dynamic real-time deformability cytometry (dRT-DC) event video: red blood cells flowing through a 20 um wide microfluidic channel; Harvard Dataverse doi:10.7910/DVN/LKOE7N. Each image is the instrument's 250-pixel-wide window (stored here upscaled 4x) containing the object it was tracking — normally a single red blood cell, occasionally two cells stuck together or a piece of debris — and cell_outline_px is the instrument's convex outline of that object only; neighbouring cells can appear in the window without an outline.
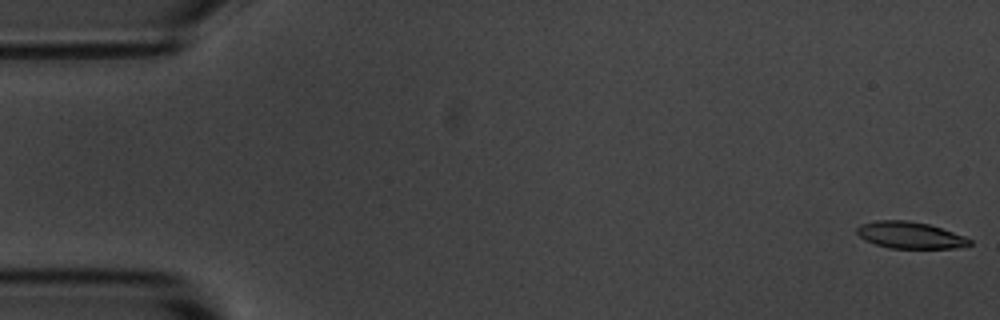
{"species": "common noctule bat (a hibernating species)", "species_latin": "Nyctalus noctula", "temperature_condition": "room temperature", "stored_images_in_passage": 7, "camera_frame_rate_fps": 3000, "um_per_image_px": 0.085, "animal": {"sex": "male", "body_mass_g": 20.1, "forearm_length_mm": 53.5}, "frame": {"image": 1, "passage_image": 1, "time_ms": 0.0, "image_size_px": [1000, 320], "cell_outline_px": [[972, 244], [956, 248], [888, 248], [864, 240], [856, 232], [856, 228], [860, 224], [876, 220], [908, 220], [928, 224], [964, 236], [972, 240]], "centroid_in_image_um": [77.32, 19.98], "position_along_channel_um": 7.7, "area_um2": 17.51}}
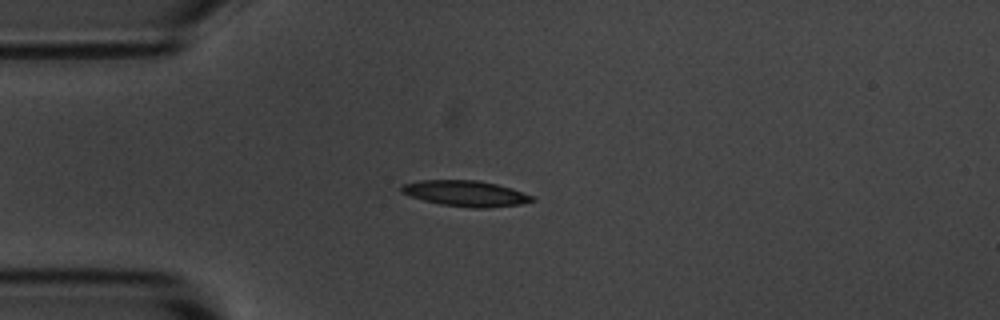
{"frame": {"image": 2, "passage_image": 5, "time_ms": 4.333, "image_size_px": [1000, 320], "cell_outline_px": [[536, 200], [520, 204], [488, 208], [472, 208], [440, 204], [424, 200], [400, 192], [400, 184], [420, 180], [480, 180], [512, 188], [536, 196]], "centroid_in_image_um": [39.6, 16.44], "position_along_channel_um": 45.4, "area_um2": 19.83}}
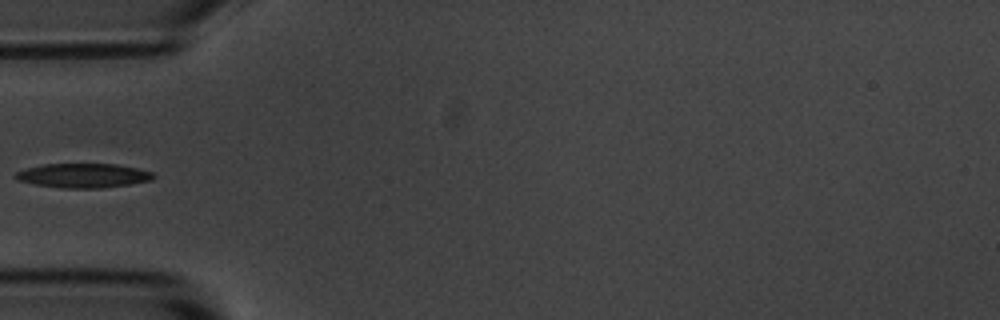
{"frame": {"image": 3, "passage_image": 6, "time_ms": 5.667, "image_size_px": [1000, 320], "cell_outline_px": [[156, 176], [152, 180], [128, 184], [100, 188], [60, 188], [36, 184], [16, 180], [12, 176], [16, 172], [28, 168], [44, 164], [116, 164], [136, 168], [152, 172]], "centroid_in_image_um": [7.05, 14.92], "position_along_channel_um": 77.9, "area_um2": 19.42}}